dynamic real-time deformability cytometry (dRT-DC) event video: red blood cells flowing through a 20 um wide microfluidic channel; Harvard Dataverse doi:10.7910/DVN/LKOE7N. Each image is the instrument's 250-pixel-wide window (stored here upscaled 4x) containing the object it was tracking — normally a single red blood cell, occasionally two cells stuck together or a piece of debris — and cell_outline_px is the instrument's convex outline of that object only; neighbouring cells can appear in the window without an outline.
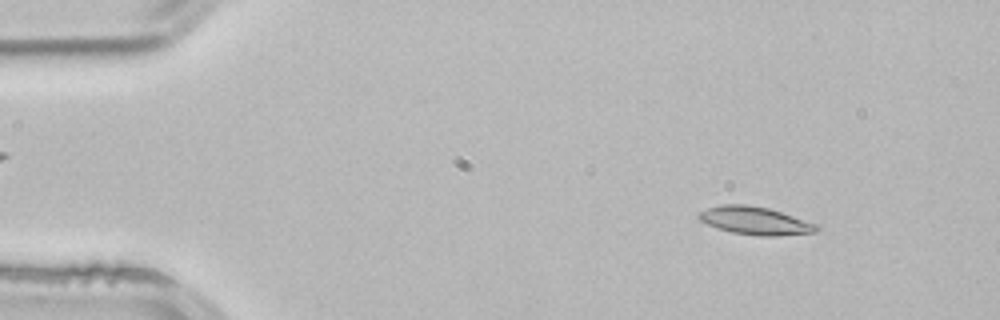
{"species": "common noctule bat (a hibernating species)", "species_latin": "Nyctalus noctula", "temperature_condition": "room temperature", "stored_images_in_passage": 53, "camera_frame_rate_fps": 3000, "um_per_image_px": 0.085, "animal": {"sex": "male", "body_mass_g": 21.5, "forearm_length_mm": 52.0}, "frame": {"image": 1, "passage_image": 7, "time_ms": 2.0, "image_size_px": [1000, 320], "cell_outline_px": [[820, 228], [816, 232], [776, 236], [760, 236], [732, 232], [716, 228], [700, 220], [696, 216], [700, 212], [708, 208], [720, 204], [744, 204], [768, 208], [816, 224]], "centroid_in_image_um": [64.15, 18.76], "position_along_channel_um": 20.8, "area_um2": 18.96}}
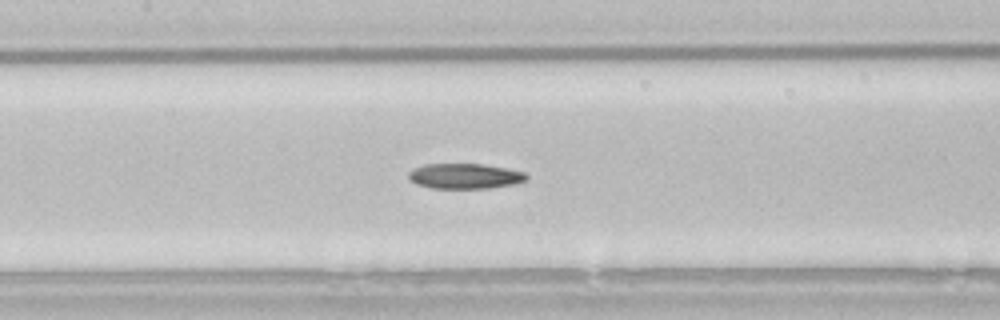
{"frame": {"image": 2, "passage_image": 25, "time_ms": 8.0, "image_size_px": [1000, 320], "cell_outline_px": [[528, 180], [512, 184], [492, 188], [432, 188], [416, 184], [408, 176], [408, 172], [412, 168], [424, 164], [480, 164], [504, 168], [524, 172], [528, 176]], "centroid_in_image_um": [39.49, 14.97], "position_along_channel_um": 167.9, "area_um2": 17.28}}
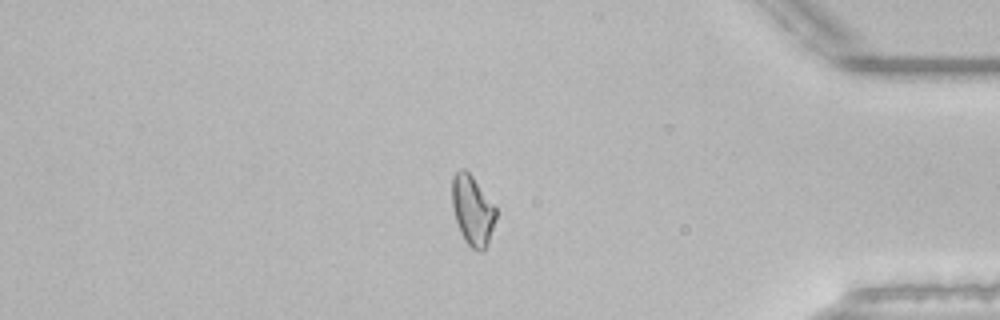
{"frame": {"image": 3, "passage_image": 45, "time_ms": 14.667, "image_size_px": [1000, 320], "cell_outline_px": [[496, 216], [488, 244], [480, 252], [472, 248], [464, 240], [460, 232], [456, 220], [452, 204], [452, 176], [460, 168], [464, 168], [472, 176], [496, 208]], "centroid_in_image_um": [40.15, 17.87], "position_along_channel_um": 395.1, "area_um2": 17.63}}